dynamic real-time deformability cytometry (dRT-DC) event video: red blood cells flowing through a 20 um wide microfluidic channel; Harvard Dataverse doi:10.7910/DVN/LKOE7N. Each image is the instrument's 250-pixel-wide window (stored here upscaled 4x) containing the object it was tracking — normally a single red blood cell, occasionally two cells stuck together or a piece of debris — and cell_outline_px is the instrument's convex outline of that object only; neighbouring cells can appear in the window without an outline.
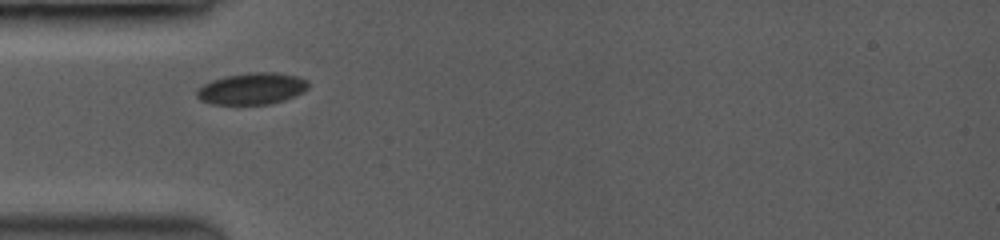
{"species": "common noctule bat (a hibernating species)", "species_latin": "Nyctalus noctula", "temperature_condition": "room temperature", "stored_images_in_passage": 35, "camera_frame_rate_fps": 3500, "um_per_image_px": 0.085, "animal": {"sex": "female", "body_mass_g": 19.0, "forearm_length_mm": 53.3}, "frame": {"image": 1, "passage_image": 1, "time_ms": 0.0, "image_size_px": [1000, 240], "cell_outline_px": [[308, 88], [284, 100], [268, 104], [212, 104], [200, 100], [196, 96], [196, 92], [204, 84], [212, 80], [224, 76], [252, 72], [272, 72], [296, 76], [308, 80]], "centroid_in_image_um": [21.39, 7.53], "position_along_channel_um": 63.6, "area_um2": 20.29}}
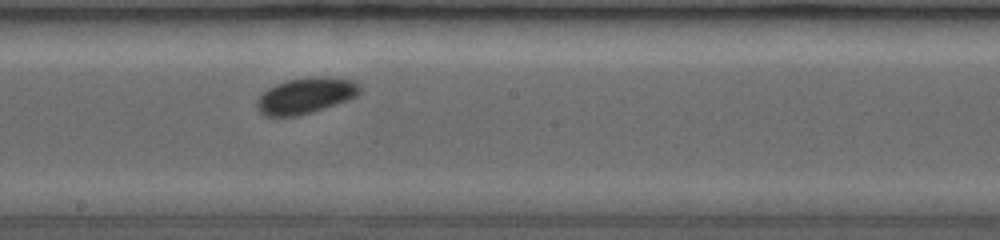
{"frame": {"image": 2, "passage_image": 15, "time_ms": 4.0, "image_size_px": [1000, 240], "cell_outline_px": [[360, 92], [356, 96], [296, 116], [268, 116], [260, 112], [256, 104], [260, 96], [268, 88], [276, 84], [288, 80], [308, 76], [320, 76], [352, 80], [360, 84]], "centroid_in_image_um": [25.96, 8.1], "position_along_channel_um": 222.2, "area_um2": 20.92}}
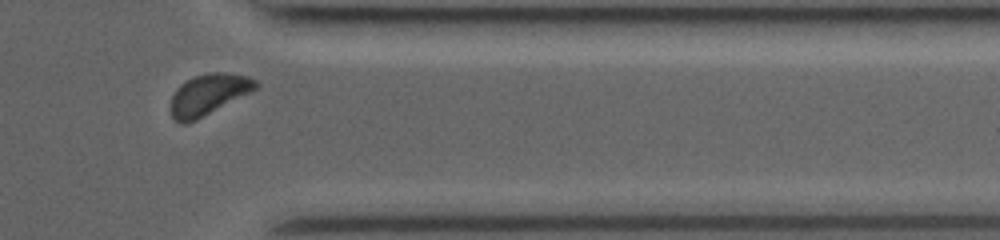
{"frame": {"image": 3, "passage_image": 30, "time_ms": 8.286, "image_size_px": [1000, 240], "cell_outline_px": [[260, 88], [196, 120], [184, 124], [180, 124], [172, 116], [172, 96], [176, 88], [180, 84], [192, 76], [208, 72], [224, 72], [244, 76], [256, 80], [260, 84]], "centroid_in_image_um": [17.75, 8.02], "position_along_channel_um": 393.7, "area_um2": 20.4}, "authors_computed_cell_mechanics": {"area_um2": 20.23, "velocity_mm_per_s": 3.9891, "shape_relaxation_time_tau1_ms": null, "shape_relaxation_time_tau2_ms": 3.5791, "deformation_change_tau1": null, "deformation_change_tau2": 0.0571}}